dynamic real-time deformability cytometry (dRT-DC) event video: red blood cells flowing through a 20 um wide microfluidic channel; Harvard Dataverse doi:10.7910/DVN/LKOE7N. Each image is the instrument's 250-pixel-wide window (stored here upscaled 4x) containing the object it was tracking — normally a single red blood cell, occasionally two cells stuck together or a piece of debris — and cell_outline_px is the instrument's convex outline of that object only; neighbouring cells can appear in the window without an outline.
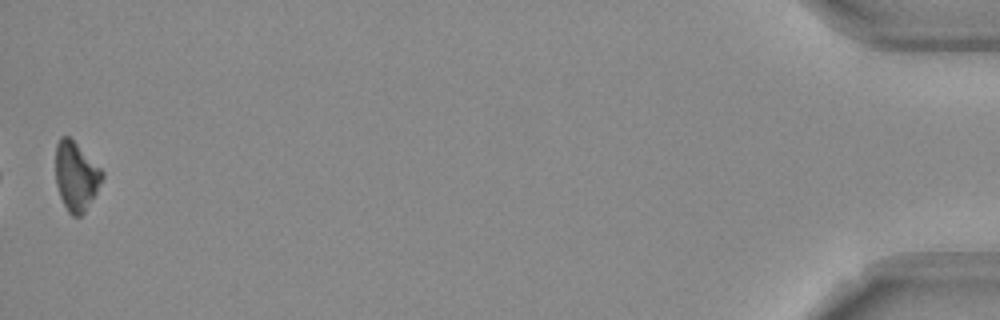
{"species": "Egyptian fruit bat (a non-hibernating species)", "species_latin": "Rousettus aegyptiacus", "temperature_condition": "room temperature", "stored_images_in_passage": 39, "camera_frame_rate_fps": 3000, "um_per_image_px": 0.085, "frame": {"image": 1, "passage_image": 39, "time_ms": 12.667, "image_size_px": [1000, 320], "cell_outline_px": [[104, 176], [96, 192], [84, 212], [80, 216], [72, 216], [68, 212], [60, 196], [56, 184], [56, 144], [60, 136], [68, 136], [104, 172]], "centroid_in_image_um": [6.45, 14.99], "position_along_channel_um": 428.8, "area_um2": 18.32}, "authors_computed_cell_mechanics": {"area_um2": 20.0566, "velocity_mm_per_s": 3.7776, "shape_relaxation_time_tau1_ms": 5.1067, "shape_relaxation_time_tau2_ms": null, "deformation_change_tau1": 0.1789, "deformation_change_tau2": null}}